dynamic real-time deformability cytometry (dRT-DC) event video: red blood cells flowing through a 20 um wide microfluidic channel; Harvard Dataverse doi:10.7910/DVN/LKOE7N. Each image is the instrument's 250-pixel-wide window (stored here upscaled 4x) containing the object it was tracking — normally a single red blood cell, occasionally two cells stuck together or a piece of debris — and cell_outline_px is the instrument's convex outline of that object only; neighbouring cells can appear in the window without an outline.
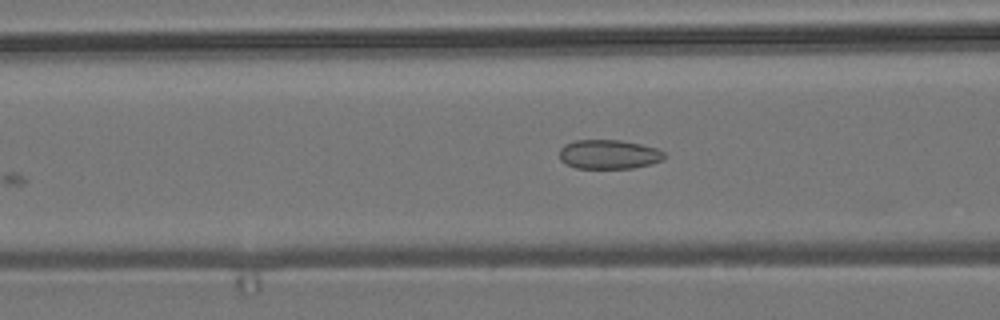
{"species": "common noctule bat (a hibernating species)", "species_latin": "Nyctalus noctula", "temperature_condition": "room temperature", "stored_images_in_passage": 7, "camera_frame_rate_fps": 3000, "um_per_image_px": 0.085, "animal": {"sex": "male", "body_mass_g": 19.2, "forearm_length_mm": 51.8}, "frame": {"image": 1, "passage_image": 7, "time_ms": 7.333, "image_size_px": [1000, 320], "cell_outline_px": [[664, 160], [652, 164], [632, 168], [576, 168], [560, 160], [560, 148], [564, 144], [576, 140], [620, 140], [640, 144], [656, 148], [664, 152]], "centroid_in_image_um": [51.76, 13.12], "position_along_channel_um": 114.8, "area_um2": 17.86}}